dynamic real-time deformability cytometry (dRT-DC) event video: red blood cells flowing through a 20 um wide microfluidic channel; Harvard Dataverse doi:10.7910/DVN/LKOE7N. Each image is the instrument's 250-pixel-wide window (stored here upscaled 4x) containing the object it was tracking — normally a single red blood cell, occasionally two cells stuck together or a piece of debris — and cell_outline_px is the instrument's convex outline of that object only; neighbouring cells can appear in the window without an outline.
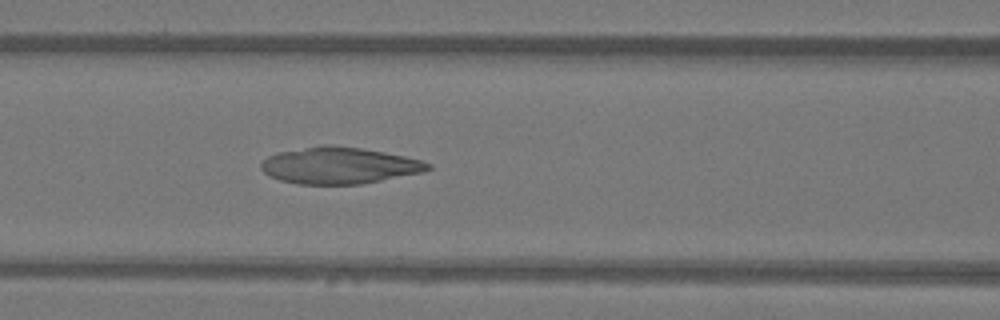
{"species": "Egyptian fruit bat (a non-hibernating species)", "species_latin": "Rousettus aegyptiacus", "temperature_condition": "warm", "stored_images_in_passage": 48, "camera_frame_rate_fps": 3000, "um_per_image_px": 0.085, "animal": {"sex": "female"}, "frame": {"image": 1, "passage_image": 20, "time_ms": 6.333, "image_size_px": [1000, 320], "cell_outline_px": [[432, 168], [424, 172], [360, 184], [300, 184], [280, 180], [264, 172], [260, 168], [260, 164], [268, 156], [276, 152], [324, 144], [360, 148], [384, 152], [404, 156], [420, 160], [432, 164]], "centroid_in_image_um": [28.83, 14.06], "position_along_channel_um": 137.8, "area_um2": 35.43}}
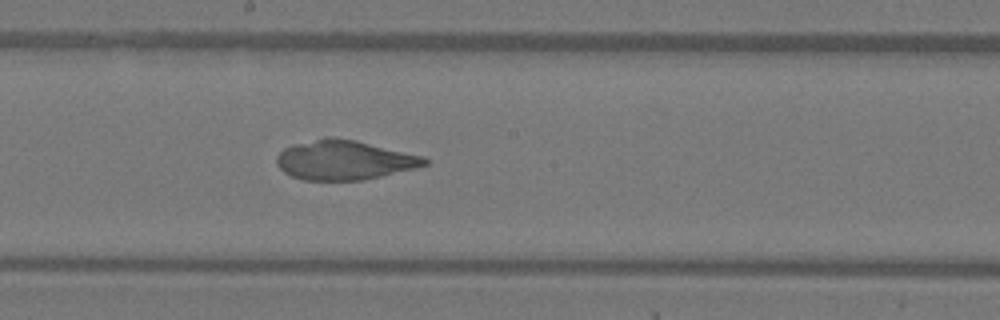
{"frame": {"image": 2, "passage_image": 26, "time_ms": 8.333, "image_size_px": [1000, 320], "cell_outline_px": [[428, 164], [416, 168], [364, 180], [304, 180], [292, 176], [284, 172], [276, 164], [276, 156], [284, 148], [292, 144], [324, 136], [332, 136], [356, 140], [424, 156], [428, 160]], "centroid_in_image_um": [29.24, 13.59], "position_along_channel_um": 219.0, "area_um2": 34.33}}
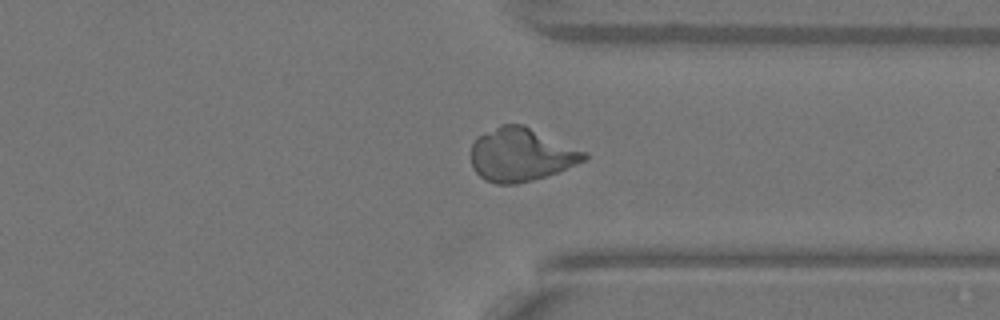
{"frame": {"image": 3, "passage_image": 37, "time_ms": 12.0, "image_size_px": [1000, 320], "cell_outline_px": [[588, 156], [584, 160], [576, 164], [556, 172], [532, 180], [516, 184], [496, 184], [484, 180], [472, 168], [472, 144], [476, 136], [500, 124], [524, 124], [588, 152]], "centroid_in_image_um": [44.27, 13.13], "position_along_channel_um": 367.1, "area_um2": 35.32}}